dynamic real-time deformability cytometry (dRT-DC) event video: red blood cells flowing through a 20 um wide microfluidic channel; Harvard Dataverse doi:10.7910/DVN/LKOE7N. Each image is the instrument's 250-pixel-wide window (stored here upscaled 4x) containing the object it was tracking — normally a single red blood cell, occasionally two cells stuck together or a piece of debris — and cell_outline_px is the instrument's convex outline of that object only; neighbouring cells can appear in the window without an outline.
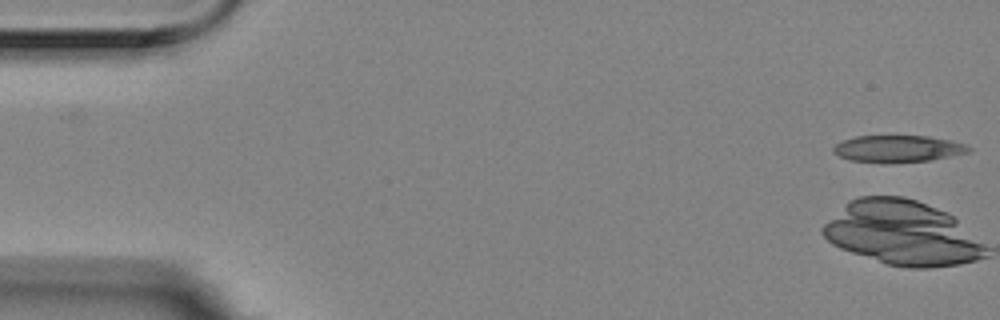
{"species": "Egyptian fruit bat (a non-hibernating species)", "species_latin": "Rousettus aegyptiacus", "temperature_condition": "room temperature", "stored_images_in_passage": 2, "camera_frame_rate_fps": 3000, "um_per_image_px": 0.085, "animal": {"sex": "female"}, "frame": {"image": 1, "passage_image": 2, "time_ms": 0.333, "image_size_px": [1000, 320], "cell_outline_px": [[972, 148], [968, 152], [932, 160], [848, 160], [832, 152], [832, 148], [836, 144], [844, 140], [856, 136], [928, 136], [952, 140], [968, 144]], "centroid_in_image_um": [76.38, 12.59], "position_along_channel_um": 8.6, "area_um2": 20.35}}